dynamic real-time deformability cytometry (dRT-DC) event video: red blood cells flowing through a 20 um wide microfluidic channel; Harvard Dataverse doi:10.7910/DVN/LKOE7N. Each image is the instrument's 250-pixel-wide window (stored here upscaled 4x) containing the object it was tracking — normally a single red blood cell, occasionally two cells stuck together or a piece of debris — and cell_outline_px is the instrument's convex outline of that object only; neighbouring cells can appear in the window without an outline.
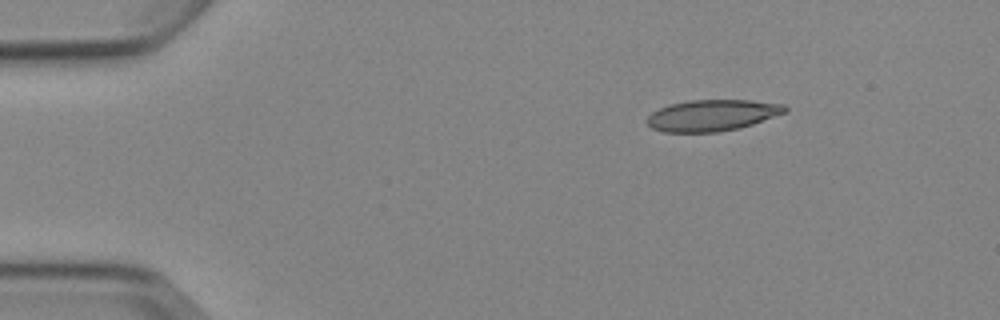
{"species": "Egyptian fruit bat (a non-hibernating species)", "species_latin": "Rousettus aegyptiacus", "temperature_condition": "cold", "stored_images_in_passage": 2, "camera_frame_rate_fps": 3000, "um_per_image_px": 0.085, "animal": {"sex": "female"}, "frame": {"image": 1, "passage_image": 2, "time_ms": 1.333, "image_size_px": [1000, 320], "cell_outline_px": [[788, 112], [740, 128], [716, 132], [664, 132], [652, 128], [644, 120], [652, 112], [668, 104], [688, 100], [752, 100], [784, 104], [788, 108]], "centroid_in_image_um": [60.54, 9.79], "position_along_channel_um": 24.5, "area_um2": 25.37}}